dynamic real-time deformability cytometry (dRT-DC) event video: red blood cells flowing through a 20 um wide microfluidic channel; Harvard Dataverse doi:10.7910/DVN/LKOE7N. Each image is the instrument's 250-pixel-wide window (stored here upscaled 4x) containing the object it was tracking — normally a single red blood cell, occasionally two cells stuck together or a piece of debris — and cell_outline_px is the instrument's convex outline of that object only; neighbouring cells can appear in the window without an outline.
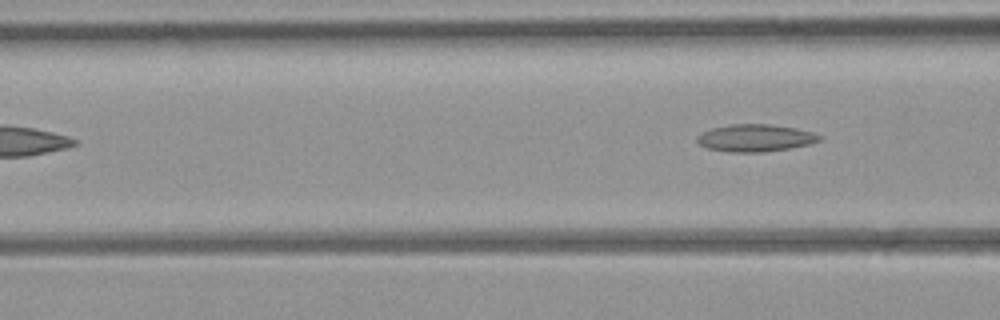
{"species": "common noctule bat (a hibernating species)", "species_latin": "Nyctalus noctula", "temperature_condition": "room temperature", "stored_images_in_passage": 4, "camera_frame_rate_fps": 3000, "um_per_image_px": 0.085, "animal": {"sex": "female", "body_mass_g": 21.9}, "frame": {"image": 1, "passage_image": 4, "time_ms": 3.667, "image_size_px": [1000, 320], "cell_outline_px": [[824, 136], [820, 140], [808, 144], [788, 148], [764, 152], [728, 152], [708, 148], [700, 144], [696, 140], [696, 136], [712, 128], [732, 124], [768, 124], [796, 128], [812, 132]], "centroid_in_image_um": [64.2, 11.72], "position_along_channel_um": 102.4, "area_um2": 19.31}}